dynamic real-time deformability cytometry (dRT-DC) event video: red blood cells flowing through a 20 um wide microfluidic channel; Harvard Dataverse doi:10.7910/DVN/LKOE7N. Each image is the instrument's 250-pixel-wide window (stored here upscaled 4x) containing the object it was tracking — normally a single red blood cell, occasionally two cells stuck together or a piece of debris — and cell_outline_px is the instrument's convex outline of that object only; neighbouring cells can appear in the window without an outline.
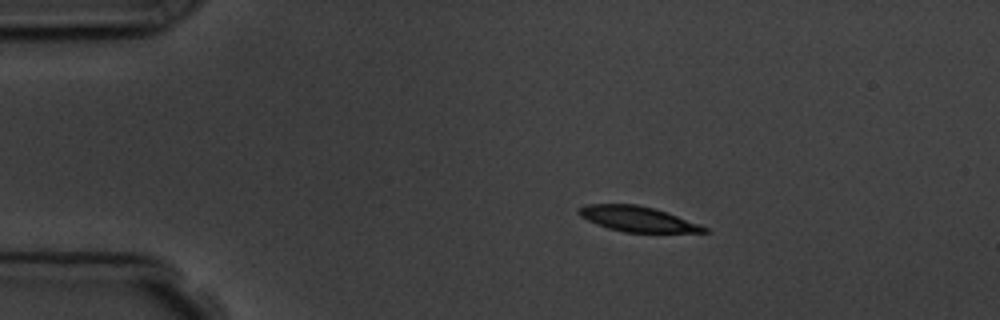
{"species": "common noctule bat (a hibernating species)", "species_latin": "Nyctalus noctula", "temperature_condition": "room temperature", "stored_images_in_passage": 6, "camera_frame_rate_fps": 3000, "um_per_image_px": 0.085, "animal": {"sex": "male", "body_mass_g": 19.5, "forearm_length_mm": 54.6}, "frame": {"image": 1, "passage_image": 2, "time_ms": 1.333, "image_size_px": [1000, 320], "cell_outline_px": [[712, 232], [624, 232], [608, 228], [596, 224], [580, 216], [576, 212], [576, 208], [584, 204], [636, 204], [668, 212], [700, 224], [708, 228]], "centroid_in_image_um": [54.17, 18.6], "position_along_channel_um": 30.8, "area_um2": 18.55}}
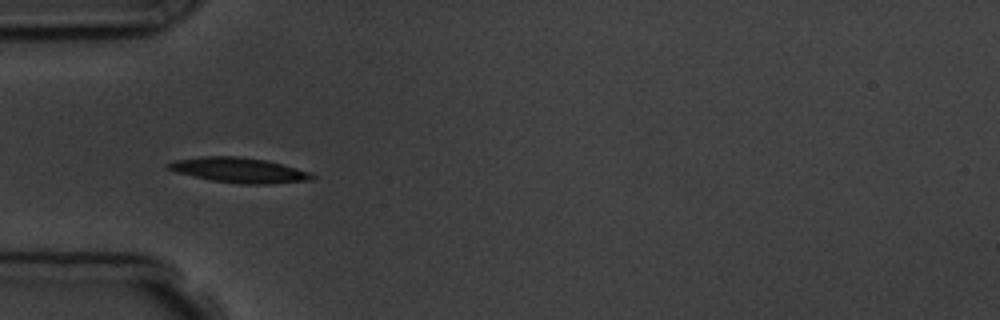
{"frame": {"image": 2, "passage_image": 4, "time_ms": 3.667, "image_size_px": [1000, 320], "cell_outline_px": [[316, 176], [312, 180], [268, 184], [240, 184], [208, 180], [176, 172], [164, 168], [164, 164], [172, 160], [200, 156], [240, 156], [268, 160], [312, 172]], "centroid_in_image_um": [20.28, 14.45], "position_along_channel_um": 64.7, "area_um2": 21.56}}